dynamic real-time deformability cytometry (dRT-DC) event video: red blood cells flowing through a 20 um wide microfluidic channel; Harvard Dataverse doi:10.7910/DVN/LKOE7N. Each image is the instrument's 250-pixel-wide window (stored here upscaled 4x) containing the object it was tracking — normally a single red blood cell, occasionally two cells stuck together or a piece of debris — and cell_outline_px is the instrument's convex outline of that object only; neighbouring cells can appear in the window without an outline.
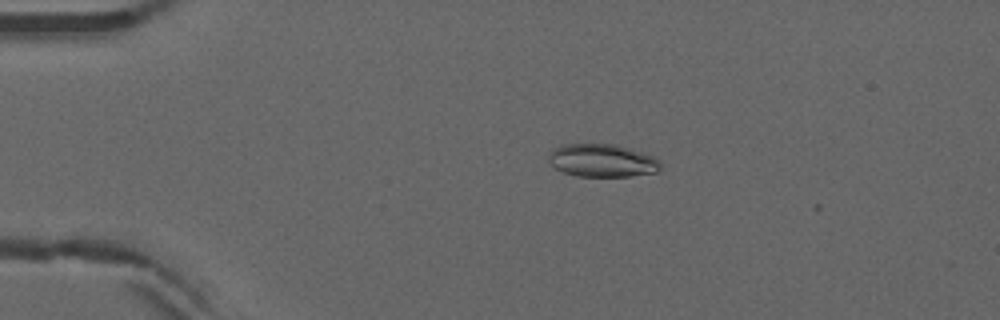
{"species": "common noctule bat (a hibernating species)", "species_latin": "Nyctalus noctula", "temperature_condition": "warm", "stored_images_in_passage": 4, "camera_frame_rate_fps": 3000, "um_per_image_px": 0.085, "animal": {"sex": "male", "forearm_length_mm": 52.5}, "frame": {"image": 1, "passage_image": 1, "time_ms": 0.0, "image_size_px": [1000, 320], "cell_outline_px": [[664, 168], [656, 172], [632, 176], [576, 176], [564, 172], [556, 168], [548, 160], [548, 156], [552, 148], [560, 144], [616, 144], [644, 152], [660, 160]], "centroid_in_image_um": [51.22, 13.63], "position_along_channel_um": 33.8, "area_um2": 21.79}}